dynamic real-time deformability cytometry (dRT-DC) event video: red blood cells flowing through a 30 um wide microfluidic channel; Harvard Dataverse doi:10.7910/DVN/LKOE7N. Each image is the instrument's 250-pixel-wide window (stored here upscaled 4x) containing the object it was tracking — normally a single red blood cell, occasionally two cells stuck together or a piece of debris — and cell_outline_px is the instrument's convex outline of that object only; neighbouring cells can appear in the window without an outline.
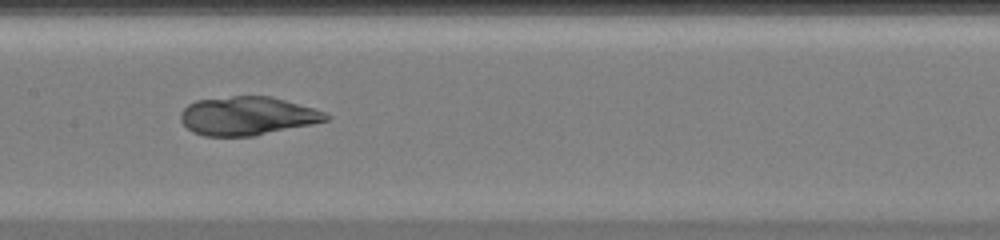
{"species": "common noctule bat (a hibernating species)", "species_latin": "Nyctalus noctula", "temperature_condition": "warm", "stored_images_in_passage": 52, "camera_frame_rate_fps": 3000, "um_per_image_px": 0.085, "animal": {"sex": "female", "body_mass_g": 20.0, "forearm_length_mm": 54.0}, "frame": {"image": 1, "passage_image": 27, "time_ms": 8.667, "image_size_px": [1000, 240], "cell_outline_px": [[332, 116], [328, 120], [312, 124], [256, 136], [204, 136], [192, 132], [180, 120], [180, 112], [188, 104], [196, 100], [232, 96], [272, 96], [312, 108], [324, 112]], "centroid_in_image_um": [21.01, 9.86], "position_along_channel_um": 186.4, "area_um2": 32.77}}
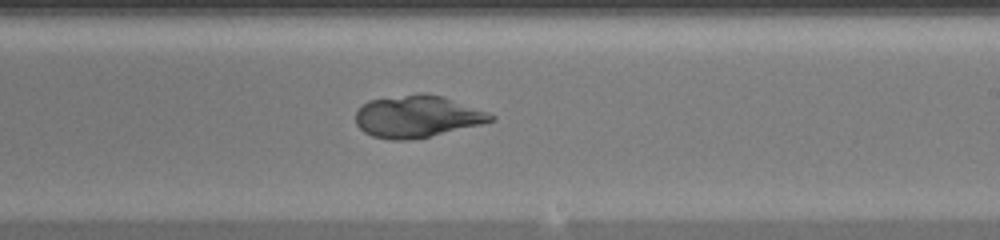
{"frame": {"image": 2, "passage_image": 32, "time_ms": 10.333, "image_size_px": [1000, 240], "cell_outline_px": [[496, 120], [480, 124], [428, 136], [408, 140], [392, 140], [372, 136], [364, 132], [356, 124], [356, 112], [368, 100], [420, 92], [424, 92], [440, 96], [488, 112], [496, 116]], "centroid_in_image_um": [35.43, 9.89], "position_along_channel_um": 253.6, "area_um2": 32.71}}